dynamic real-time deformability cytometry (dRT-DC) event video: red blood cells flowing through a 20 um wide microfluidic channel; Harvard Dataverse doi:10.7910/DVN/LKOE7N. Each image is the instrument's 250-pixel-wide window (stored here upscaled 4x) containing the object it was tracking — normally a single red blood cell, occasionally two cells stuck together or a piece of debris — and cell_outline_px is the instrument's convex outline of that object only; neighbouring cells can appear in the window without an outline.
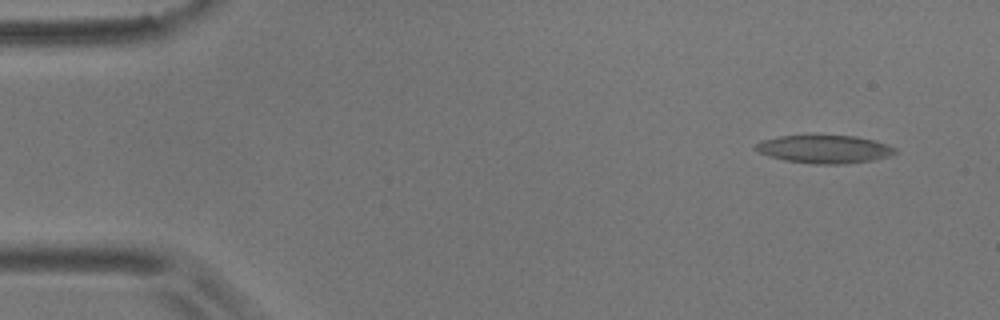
{"species": "common noctule bat (a hibernating species)", "species_latin": "Nyctalus noctula", "temperature_condition": "room temperature", "stored_images_in_passage": 4, "camera_frame_rate_fps": 3000, "um_per_image_px": 0.085, "animal": {"sex": "male", "body_mass_g": 17.9}, "frame": {"image": 1, "passage_image": 2, "time_ms": 1.0, "image_size_px": [1000, 320], "cell_outline_px": [[896, 152], [888, 156], [872, 160], [844, 164], [816, 164], [784, 160], [768, 156], [752, 148], [756, 144], [764, 140], [780, 136], [856, 136], [872, 140], [896, 148]], "centroid_in_image_um": [70.05, 12.69], "position_along_channel_um": 15.0, "area_um2": 22.43}}